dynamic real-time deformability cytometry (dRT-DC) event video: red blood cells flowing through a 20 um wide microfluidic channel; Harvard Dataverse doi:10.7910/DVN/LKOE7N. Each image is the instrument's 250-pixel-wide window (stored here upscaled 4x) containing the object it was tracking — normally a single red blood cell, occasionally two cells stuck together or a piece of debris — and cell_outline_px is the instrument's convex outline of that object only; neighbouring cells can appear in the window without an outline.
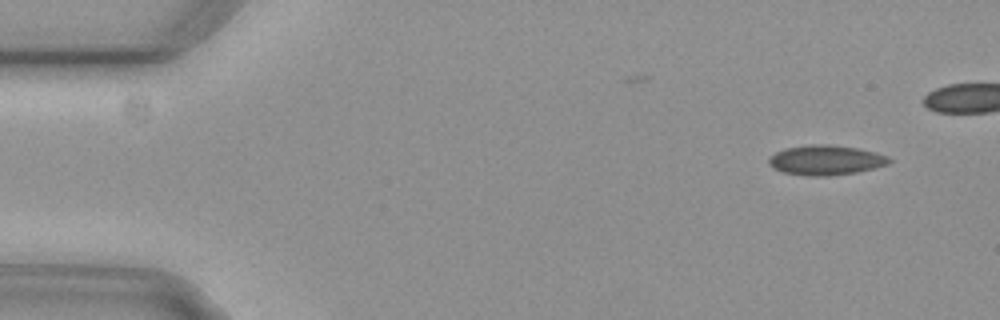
{"species": "common noctule bat (a hibernating species)", "species_latin": "Nyctalus noctula", "temperature_condition": "cold", "stored_images_in_passage": 7, "camera_frame_rate_fps": 3000, "um_per_image_px": 0.085, "animal": {"sex": "female", "body_mass_g": 29.2, "forearm_length_mm": 56.3}, "frame": {"image": 1, "passage_image": 1, "time_ms": 0.0, "image_size_px": [1000, 320], "cell_outline_px": [[892, 160], [888, 164], [876, 168], [856, 172], [828, 176], [804, 176], [784, 172], [772, 168], [768, 164], [768, 160], [776, 152], [784, 148], [812, 144], [828, 144], [860, 148], [876, 152], [888, 156]], "centroid_in_image_um": [70.21, 13.61], "position_along_channel_um": 14.8, "area_um2": 21.15}}